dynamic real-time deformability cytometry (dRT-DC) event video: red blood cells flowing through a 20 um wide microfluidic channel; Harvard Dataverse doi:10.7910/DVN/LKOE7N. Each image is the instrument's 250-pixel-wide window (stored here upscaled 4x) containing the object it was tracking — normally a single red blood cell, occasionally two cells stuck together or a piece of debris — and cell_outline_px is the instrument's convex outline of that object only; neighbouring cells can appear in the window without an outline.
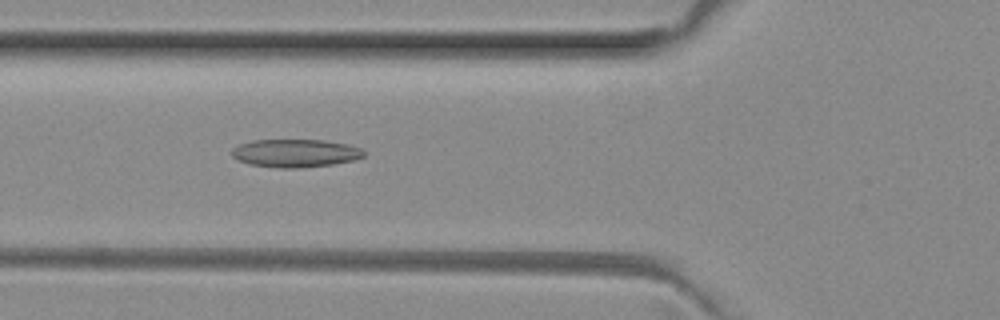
{"species": "common noctule bat (a hibernating species)", "species_latin": "Nyctalus noctula", "temperature_condition": "room temperature", "stored_images_in_passage": 8, "camera_frame_rate_fps": 3000, "um_per_image_px": 0.085, "animal": {"sex": "female", "body_mass_g": 29.2, "forearm_length_mm": 56.3}, "frame": {"image": 1, "passage_image": 6, "time_ms": 1.667, "image_size_px": [1000, 320], "cell_outline_px": [[364, 156], [352, 160], [332, 164], [300, 168], [280, 168], [248, 164], [232, 156], [232, 148], [240, 144], [252, 140], [324, 140], [348, 144], [360, 148], [364, 152]], "centroid_in_image_um": [25.09, 13.01], "position_along_channel_um": 100.7, "area_um2": 21.44}}
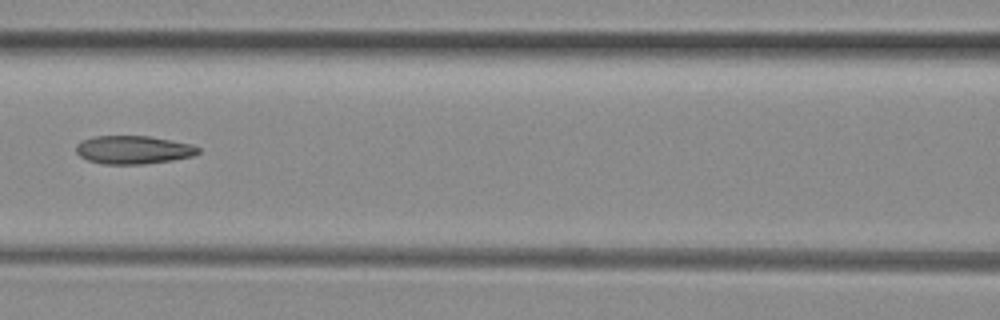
{"frame": {"image": 2, "passage_image": 7, "time_ms": 2.0, "image_size_px": [1000, 320], "cell_outline_px": [[200, 152], [192, 156], [172, 160], [144, 164], [104, 164], [88, 160], [80, 156], [76, 152], [76, 144], [80, 140], [92, 136], [152, 136], [192, 144], [200, 148]], "centroid_in_image_um": [11.32, 12.72], "position_along_channel_um": 155.3, "area_um2": 20.29}}
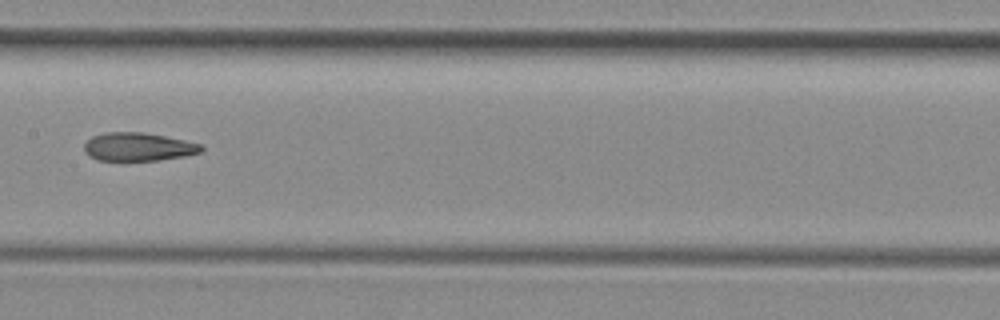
{"frame": {"image": 3, "passage_image": 8, "time_ms": 2.333, "image_size_px": [1000, 320], "cell_outline_px": [[204, 148], [200, 152], [184, 156], [160, 160], [96, 160], [88, 156], [84, 152], [84, 144], [92, 136], [104, 132], [144, 132], [204, 144]], "centroid_in_image_um": [11.74, 12.47], "position_along_channel_um": 195.7, "area_um2": 19.42}}